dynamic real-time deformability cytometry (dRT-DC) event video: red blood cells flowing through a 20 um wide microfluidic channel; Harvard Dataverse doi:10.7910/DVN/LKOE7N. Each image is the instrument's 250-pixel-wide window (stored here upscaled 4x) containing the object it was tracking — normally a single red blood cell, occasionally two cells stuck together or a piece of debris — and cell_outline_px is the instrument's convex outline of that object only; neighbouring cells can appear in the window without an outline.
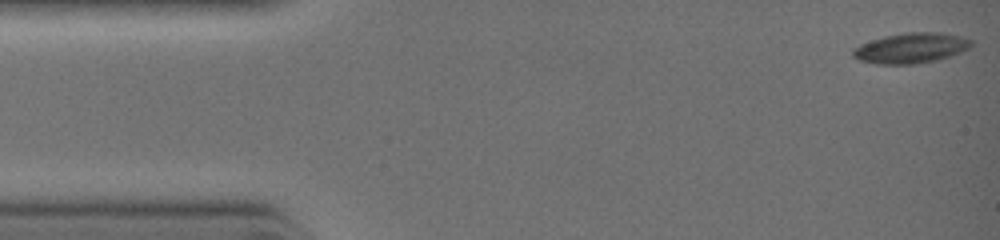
{"species": "common noctule bat (a hibernating species)", "species_latin": "Nyctalus noctula", "temperature_condition": "warm", "stored_images_in_passage": 34, "camera_frame_rate_fps": 3000, "um_per_image_px": 0.085, "animal": {"sex": "female", "body_mass_g": 19.0, "forearm_length_mm": 51.5}, "frame": {"image": 1, "passage_image": 1, "time_ms": 0.0, "image_size_px": [1000, 240], "cell_outline_px": [[972, 44], [968, 48], [960, 52], [936, 60], [912, 64], [876, 64], [860, 60], [852, 56], [852, 48], [860, 44], [884, 36], [908, 32], [940, 32], [960, 36], [972, 40]], "centroid_in_image_um": [77.4, 4.08], "position_along_channel_um": 7.6, "area_um2": 20.75}}
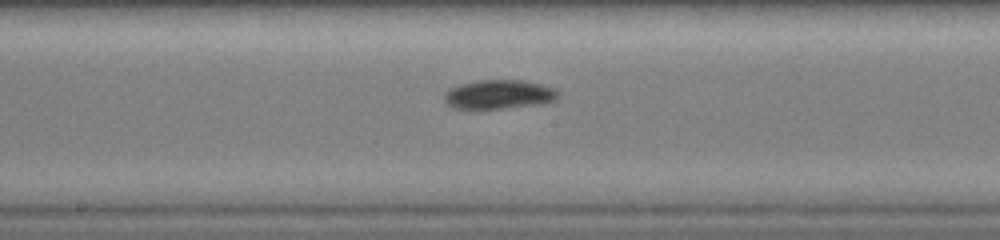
{"frame": {"image": 2, "passage_image": 17, "time_ms": 5.333, "image_size_px": [1000, 240], "cell_outline_px": [[556, 96], [552, 100], [532, 104], [500, 108], [452, 108], [444, 100], [444, 92], [448, 88], [460, 84], [480, 80], [520, 80], [552, 88], [556, 92]], "centroid_in_image_um": [42.25, 8.01], "position_along_channel_um": 206.0, "area_um2": 18.5}}
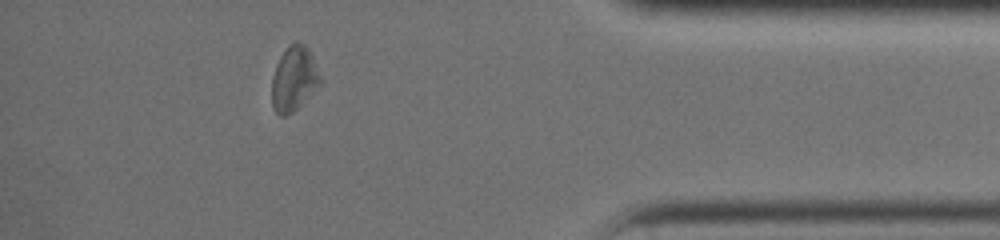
{"frame": {"image": 3, "passage_image": 29, "time_ms": 9.333, "image_size_px": [1000, 240], "cell_outline_px": [[320, 84], [292, 112], [284, 116], [280, 116], [276, 112], [272, 104], [272, 76], [276, 64], [280, 56], [288, 44], [296, 40], [304, 44], [308, 48], [320, 76]], "centroid_in_image_um": [24.95, 6.65], "position_along_channel_um": 410.2, "area_um2": 17.98}}